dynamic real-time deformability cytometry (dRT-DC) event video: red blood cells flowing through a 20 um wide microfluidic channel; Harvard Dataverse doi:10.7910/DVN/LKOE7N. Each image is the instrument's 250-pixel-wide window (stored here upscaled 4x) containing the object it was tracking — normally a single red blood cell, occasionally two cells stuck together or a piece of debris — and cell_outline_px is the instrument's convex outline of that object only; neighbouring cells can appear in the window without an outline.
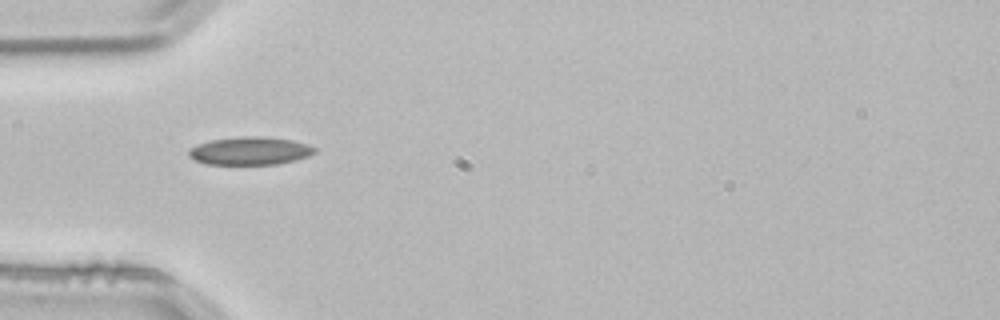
{"species": "common noctule bat (a hibernating species)", "species_latin": "Nyctalus noctula", "temperature_condition": "room temperature", "stored_images_in_passage": 1, "camera_frame_rate_fps": 3000, "um_per_image_px": 0.085, "animal": {"sex": "male", "body_mass_g": 21.5, "forearm_length_mm": 52.0}, "frame": {"image": 1, "passage_image": 1, "time_ms": 0.0, "image_size_px": [1000, 320], "cell_outline_px": [[316, 152], [308, 156], [296, 160], [276, 164], [208, 164], [192, 160], [188, 156], [188, 148], [212, 140], [240, 136], [264, 136], [292, 140], [308, 144], [316, 148]], "centroid_in_image_um": [21.25, 12.82], "position_along_channel_um": 63.8, "area_um2": 20.63}}